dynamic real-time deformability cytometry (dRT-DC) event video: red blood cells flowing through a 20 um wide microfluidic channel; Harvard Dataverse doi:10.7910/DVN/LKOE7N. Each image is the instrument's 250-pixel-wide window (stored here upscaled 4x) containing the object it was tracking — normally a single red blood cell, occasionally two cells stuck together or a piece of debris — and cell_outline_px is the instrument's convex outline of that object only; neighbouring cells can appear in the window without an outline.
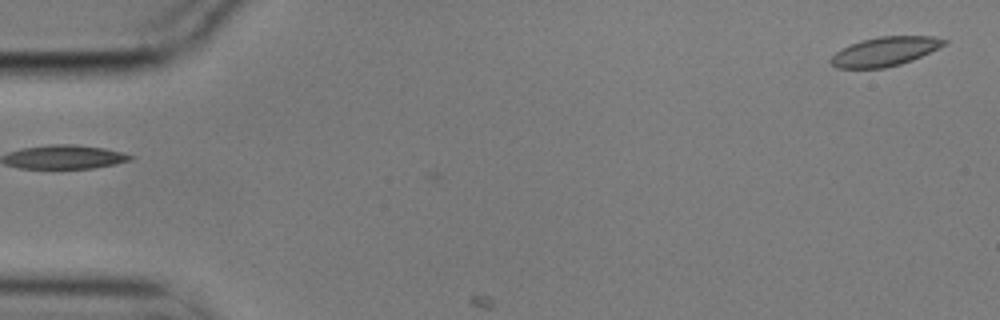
{"species": "common noctule bat (a hibernating species)", "species_latin": "Nyctalus noctula", "temperature_condition": "cold", "stored_images_in_passage": 5, "segment_of_instrument_passage": [2, 2], "camera_frame_rate_fps": 3000, "um_per_image_px": 0.085, "animal": {"sex": "male", "body_mass_g": 17.9}, "frame": {"image": 1, "passage_image": 5, "time_ms": 1.333, "image_size_px": [1000, 320], "cell_outline_px": [[948, 44], [912, 60], [900, 64], [884, 68], [836, 68], [828, 60], [836, 52], [860, 40], [880, 36], [932, 36], [948, 40]], "centroid_in_image_um": [75.24, 4.37], "position_along_channel_um": 9.8, "area_um2": 19.19}}